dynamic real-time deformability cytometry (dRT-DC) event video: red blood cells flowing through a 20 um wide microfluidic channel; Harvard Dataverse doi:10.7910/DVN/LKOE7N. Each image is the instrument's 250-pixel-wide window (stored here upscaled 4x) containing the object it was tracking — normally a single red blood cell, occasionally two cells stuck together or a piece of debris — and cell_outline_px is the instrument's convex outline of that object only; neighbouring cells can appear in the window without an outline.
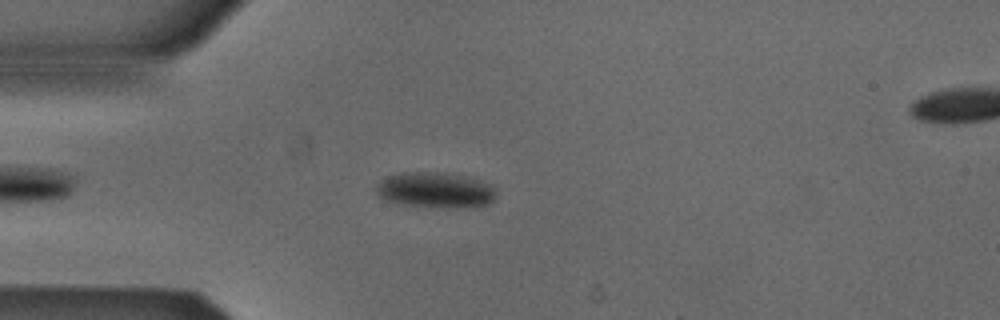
{"species": "Egyptian fruit bat (a non-hibernating species)", "species_latin": "Rousettus aegyptiacus", "temperature_condition": "cold", "stored_images_in_passage": 43, "camera_frame_rate_fps": 3000, "um_per_image_px": 0.085, "animal": {"sex": "male"}, "frame": {"image": 1, "passage_image": 7, "time_ms": 2.0, "image_size_px": [1000, 320], "cell_outline_px": [[496, 196], [488, 204], [456, 208], [444, 208], [396, 204], [384, 200], [376, 196], [376, 188], [388, 176], [404, 172], [444, 172], [468, 176], [496, 184]], "centroid_in_image_um": [37.06, 16.16], "position_along_channel_um": 47.9, "area_um2": 25.43}}
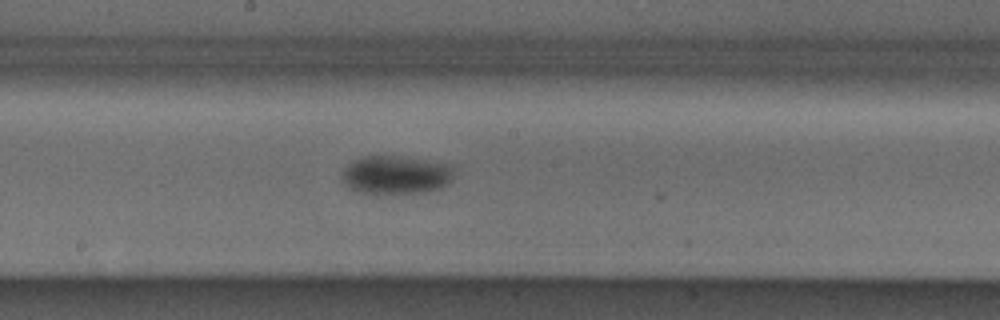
{"frame": {"image": 2, "passage_image": 21, "time_ms": 6.667, "image_size_px": [1000, 320], "cell_outline_px": [[452, 180], [448, 184], [440, 188], [424, 192], [380, 196], [360, 192], [348, 188], [344, 184], [340, 176], [344, 168], [356, 160], [364, 156], [392, 156], [420, 160], [444, 164], [452, 168]], "centroid_in_image_um": [33.57, 14.93], "position_along_channel_um": 214.6, "area_um2": 25.2}}
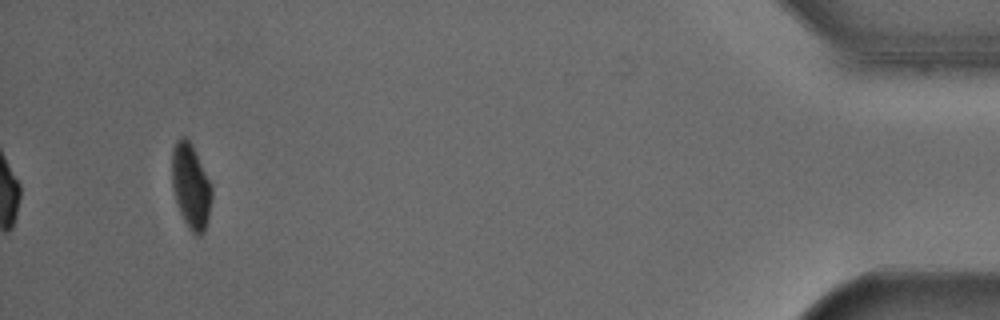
{"frame": {"image": 3, "passage_image": 43, "time_ms": 14.0, "image_size_px": [1000, 320], "cell_outline_px": [[212, 196], [208, 220], [204, 232], [200, 236], [196, 236], [188, 228], [176, 204], [172, 188], [172, 148], [176, 140], [180, 136], [188, 136], [212, 184]], "centroid_in_image_um": [16.22, 15.8], "position_along_channel_um": 419.0, "area_um2": 20.17}, "authors_computed_cell_mechanics": {"area_um2": 24.2182, "velocity_mm_per_s": 3.8626, "shape_relaxation_time_tau1_ms": 4.48, "shape_relaxation_time_tau2_ms": 9.439, "deformation_change_tau1": 0.0946, "deformation_change_tau2": 0.0514}}